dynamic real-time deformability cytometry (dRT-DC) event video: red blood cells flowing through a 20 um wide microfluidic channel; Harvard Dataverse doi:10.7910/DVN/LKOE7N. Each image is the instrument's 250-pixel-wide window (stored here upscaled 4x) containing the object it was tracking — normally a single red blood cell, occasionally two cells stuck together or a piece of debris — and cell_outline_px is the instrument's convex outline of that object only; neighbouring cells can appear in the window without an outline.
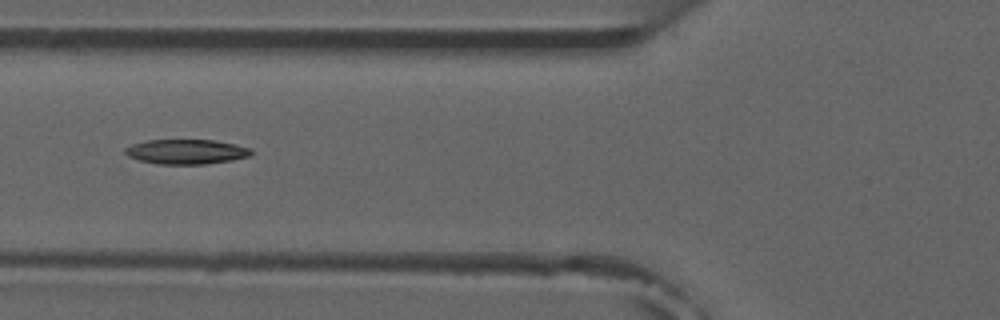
{"species": "common noctule bat (a hibernating species)", "species_latin": "Nyctalus noctula", "temperature_condition": "room temperature", "stored_images_in_passage": 2, "camera_frame_rate_fps": 3000, "um_per_image_px": 0.085, "animal": {"sex": "male", "forearm_length_mm": 52.5}, "frame": {"image": 1, "passage_image": 2, "time_ms": 1.0, "image_size_px": [1000, 320], "cell_outline_px": [[252, 156], [232, 160], [208, 164], [156, 164], [140, 160], [128, 156], [124, 152], [124, 148], [132, 144], [148, 140], [216, 140], [236, 144], [252, 148]], "centroid_in_image_um": [15.87, 12.89], "position_along_channel_um": 109.9, "area_um2": 18.38}}